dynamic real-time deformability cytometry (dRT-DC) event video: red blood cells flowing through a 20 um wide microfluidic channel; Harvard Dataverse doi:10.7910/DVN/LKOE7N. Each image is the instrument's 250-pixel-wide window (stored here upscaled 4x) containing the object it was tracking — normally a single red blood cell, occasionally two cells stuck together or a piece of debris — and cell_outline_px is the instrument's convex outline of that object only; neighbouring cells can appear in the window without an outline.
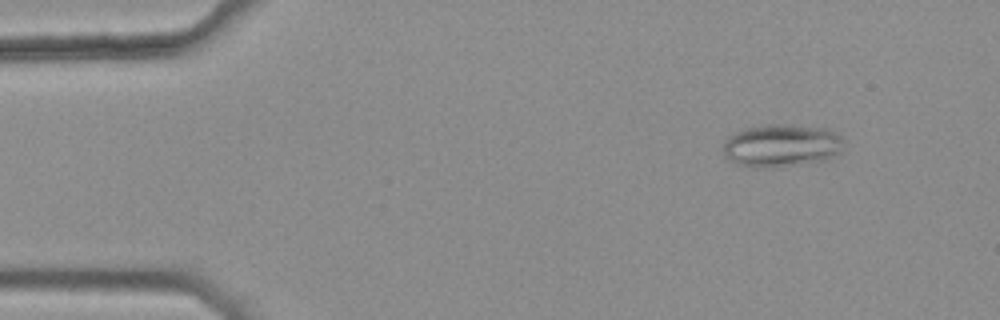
{"species": "common noctule bat (a hibernating species)", "species_latin": "Nyctalus noctula", "temperature_condition": "warm", "stored_images_in_passage": 46, "camera_frame_rate_fps": 3000, "um_per_image_px": 0.085, "animal": {"sex": "female", "body_mass_g": 25.1}, "frame": {"image": 1, "passage_image": 6, "time_ms": 1.667, "image_size_px": [1000, 320], "cell_outline_px": [[844, 140], [840, 152], [836, 156], [828, 160], [772, 168], [756, 168], [736, 164], [728, 160], [724, 156], [724, 140], [736, 132], [748, 128], [768, 124], [784, 124], [824, 128], [840, 136]], "centroid_in_image_um": [66.42, 12.4], "position_along_channel_um": 18.6, "area_um2": 30.23}}
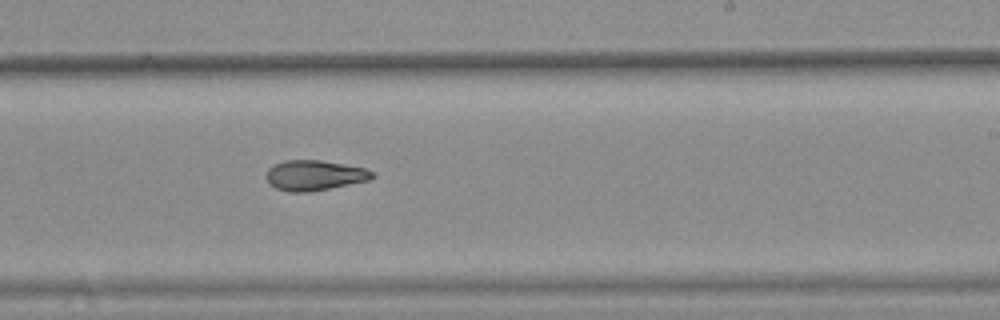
{"frame": {"image": 2, "passage_image": 32, "time_ms": 10.333, "image_size_px": [1000, 320], "cell_outline_px": [[376, 176], [368, 180], [308, 192], [288, 192], [276, 188], [268, 184], [268, 168], [272, 164], [284, 160], [320, 160], [368, 168]], "centroid_in_image_um": [26.72, 14.89], "position_along_channel_um": 262.3, "area_um2": 18.61}}
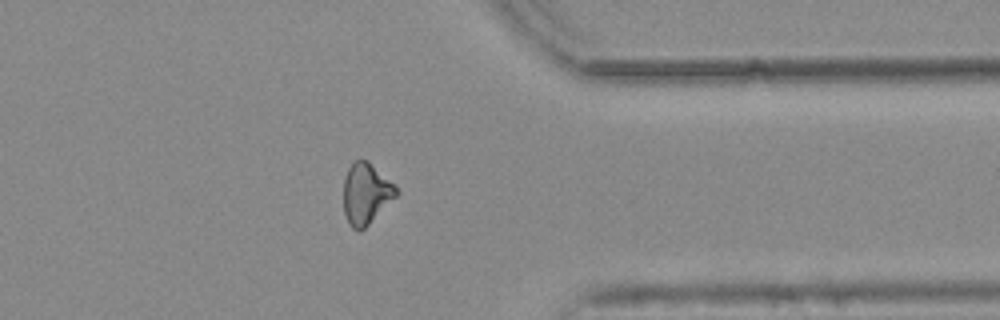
{"frame": {"image": 3, "passage_image": 42, "time_ms": 13.667, "image_size_px": [1000, 320], "cell_outline_px": [[400, 192], [360, 232], [352, 228], [348, 224], [344, 212], [344, 176], [348, 168], [356, 160], [368, 160]], "centroid_in_image_um": [31.07, 16.47], "position_along_channel_um": 380.3, "area_um2": 18.38}, "authors_computed_cell_mechanics": {"area_um2": 19.3052, "velocity_mm_per_s": 3.8309, "shape_relaxation_time_tau1_ms": null, "shape_relaxation_time_tau2_ms": 4.5146, "deformation_change_tau1": null, "deformation_change_tau2": 0.1179}}